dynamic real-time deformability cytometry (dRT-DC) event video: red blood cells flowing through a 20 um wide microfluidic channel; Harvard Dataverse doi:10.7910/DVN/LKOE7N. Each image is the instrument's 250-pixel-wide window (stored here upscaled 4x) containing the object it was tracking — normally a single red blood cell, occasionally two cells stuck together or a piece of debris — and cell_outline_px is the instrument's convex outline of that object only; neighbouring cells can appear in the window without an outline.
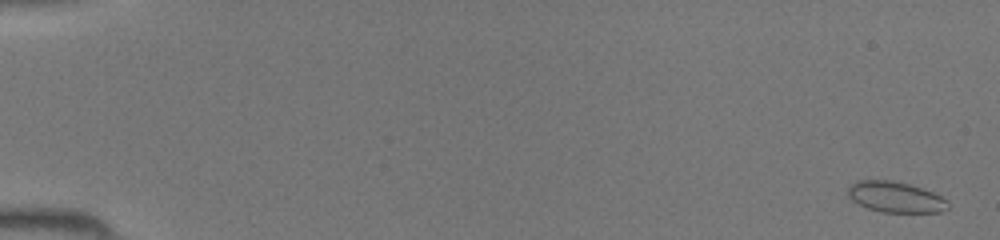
{"species": "common noctule bat (a hibernating species)", "species_latin": "Nyctalus noctula", "temperature_condition": "room temperature", "stored_images_in_passage": 47, "camera_frame_rate_fps": 3000, "um_per_image_px": 0.085, "animal": {"sex": "female", "body_mass_g": 19.5, "forearm_length_mm": 54.1}, "frame": {"image": 1, "passage_image": 2, "time_ms": 0.333, "image_size_px": [1000, 240], "cell_outline_px": [[948, 208], [940, 212], [880, 212], [868, 208], [852, 200], [848, 196], [848, 188], [856, 180], [892, 180], [908, 184], [932, 192], [948, 200]], "centroid_in_image_um": [76.1, 16.75], "position_along_channel_um": 8.9, "area_um2": 17.8}}
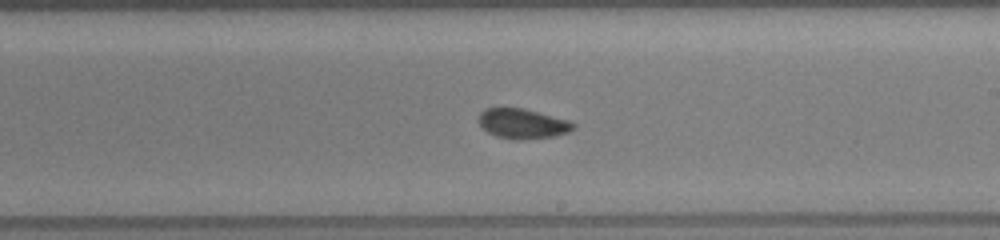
{"frame": {"image": 2, "passage_image": 29, "time_ms": 9.333, "image_size_px": [1000, 240], "cell_outline_px": [[576, 124], [568, 132], [556, 136], [520, 140], [512, 140], [496, 136], [488, 132], [476, 120], [480, 112], [484, 108], [524, 108], [568, 120]], "centroid_in_image_um": [44.38, 10.51], "position_along_channel_um": 244.6, "area_um2": 16.59}}
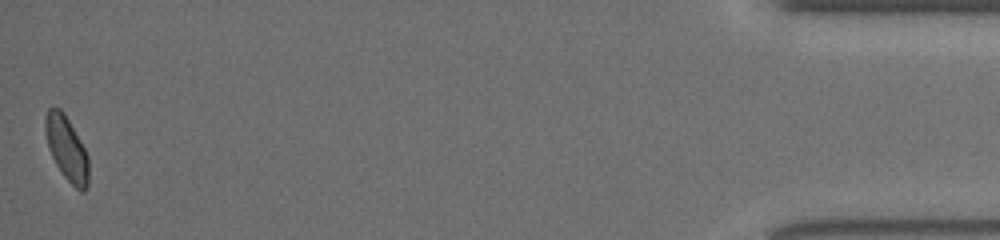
{"frame": {"image": 3, "passage_image": 47, "time_ms": 15.333, "image_size_px": [1000, 240], "cell_outline_px": [[88, 188], [84, 192], [80, 192], [64, 176], [56, 164], [48, 148], [44, 132], [44, 116], [48, 108], [60, 108], [64, 112], [84, 148], [88, 156]], "centroid_in_image_um": [5.65, 12.62], "position_along_channel_um": 429.6, "area_um2": 16.24}}